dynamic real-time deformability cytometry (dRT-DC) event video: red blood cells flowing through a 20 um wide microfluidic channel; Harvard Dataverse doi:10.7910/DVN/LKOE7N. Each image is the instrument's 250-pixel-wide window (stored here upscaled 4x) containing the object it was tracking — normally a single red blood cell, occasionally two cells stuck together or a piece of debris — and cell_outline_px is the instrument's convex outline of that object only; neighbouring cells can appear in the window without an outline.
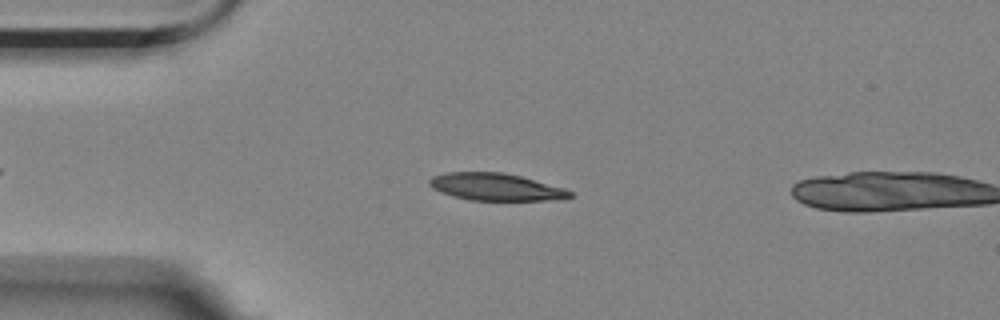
{"species": "Egyptian fruit bat (a non-hibernating species)", "species_latin": "Rousettus aegyptiacus", "temperature_condition": "room temperature", "stored_images_in_passage": 11, "camera_frame_rate_fps": 3000, "um_per_image_px": 0.085, "animal": {"sex": "female"}, "frame": {"image": 1, "passage_image": 10, "time_ms": 3.0, "image_size_px": [1000, 320], "cell_outline_px": [[572, 196], [552, 200], [468, 200], [452, 196], [440, 192], [432, 188], [428, 184], [428, 180], [432, 176], [448, 172], [504, 172], [520, 176], [564, 188], [572, 192]], "centroid_in_image_um": [42.08, 15.88], "position_along_channel_um": 42.9, "area_um2": 22.25}}